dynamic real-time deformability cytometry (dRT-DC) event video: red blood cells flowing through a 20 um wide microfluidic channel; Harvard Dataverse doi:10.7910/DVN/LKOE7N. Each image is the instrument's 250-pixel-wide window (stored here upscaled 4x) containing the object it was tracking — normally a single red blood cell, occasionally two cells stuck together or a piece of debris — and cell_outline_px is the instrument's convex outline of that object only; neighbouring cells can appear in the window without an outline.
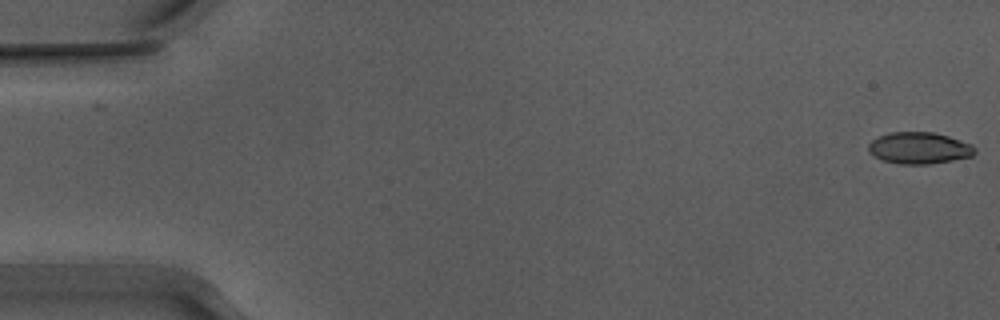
{"species": "Egyptian fruit bat (a non-hibernating species)", "species_latin": "Rousettus aegyptiacus", "temperature_condition": "warm", "stored_images_in_passage": 10, "camera_frame_rate_fps": 3000, "um_per_image_px": 0.085, "animal": {"sex": "male"}, "frame": {"image": 1, "passage_image": 1, "time_ms": 0.0, "image_size_px": [1000, 320], "cell_outline_px": [[976, 152], [972, 156], [952, 160], [928, 164], [900, 164], [884, 160], [868, 152], [868, 144], [872, 140], [880, 136], [892, 132], [932, 132], [948, 136], [972, 144], [976, 148]], "centroid_in_image_um": [78.15, 12.58], "position_along_channel_um": 6.9, "area_um2": 19.48}}